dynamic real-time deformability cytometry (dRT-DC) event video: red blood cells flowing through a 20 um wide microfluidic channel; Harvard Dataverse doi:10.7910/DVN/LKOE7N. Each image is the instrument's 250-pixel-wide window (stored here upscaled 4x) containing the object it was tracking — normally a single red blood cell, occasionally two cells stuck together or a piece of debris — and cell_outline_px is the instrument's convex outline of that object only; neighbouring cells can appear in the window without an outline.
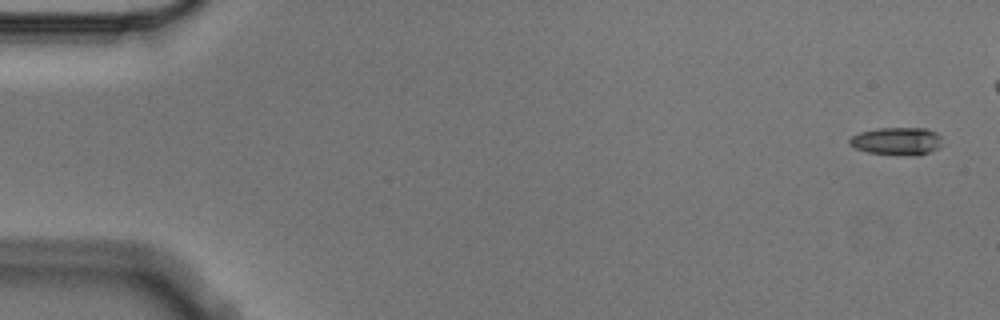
{"species": "Egyptian fruit bat (a non-hibernating species)", "species_latin": "Rousettus aegyptiacus", "temperature_condition": "cold", "stored_images_in_passage": 6, "camera_frame_rate_fps": 3000, "um_per_image_px": 0.085, "animal": {"sex": "male"}, "frame": {"image": 1, "passage_image": 1, "time_ms": 0.0, "image_size_px": [1000, 320], "cell_outline_px": [[940, 144], [932, 152], [916, 156], [868, 152], [856, 148], [848, 144], [848, 140], [852, 136], [860, 132], [876, 128], [928, 128], [936, 132], [940, 136]], "centroid_in_image_um": [76.23, 11.99], "position_along_channel_um": 8.8, "area_um2": 14.97}}